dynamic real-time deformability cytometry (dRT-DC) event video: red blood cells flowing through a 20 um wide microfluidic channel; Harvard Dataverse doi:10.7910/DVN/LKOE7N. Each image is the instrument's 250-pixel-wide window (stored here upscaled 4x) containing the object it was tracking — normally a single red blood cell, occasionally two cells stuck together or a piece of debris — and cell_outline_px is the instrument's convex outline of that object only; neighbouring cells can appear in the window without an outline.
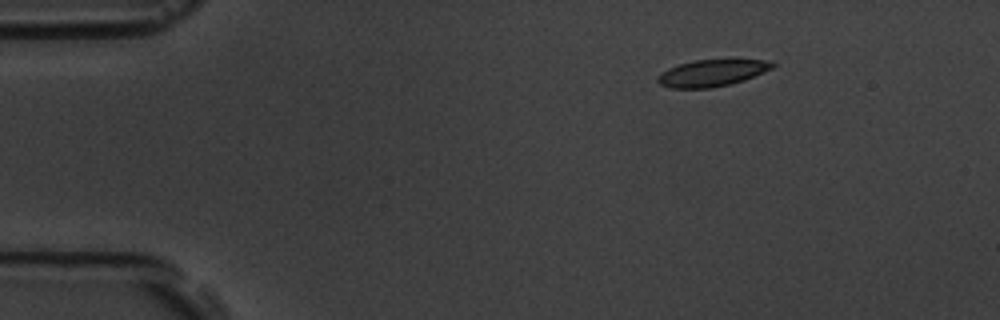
{"species": "common noctule bat (a hibernating species)", "species_latin": "Nyctalus noctula", "temperature_condition": "room temperature", "stored_images_in_passage": 8, "camera_frame_rate_fps": 3000, "um_per_image_px": 0.085, "animal": {"sex": "male", "body_mass_g": 19.5, "forearm_length_mm": 54.6}, "frame": {"image": 1, "passage_image": 1, "time_ms": 0.0, "image_size_px": [1000, 320], "cell_outline_px": [[776, 64], [772, 68], [764, 72], [744, 80], [712, 88], [672, 88], [660, 84], [656, 80], [656, 76], [668, 68], [692, 60], [772, 60]], "centroid_in_image_um": [60.5, 6.2], "position_along_channel_um": 24.5, "area_um2": 17.8}}
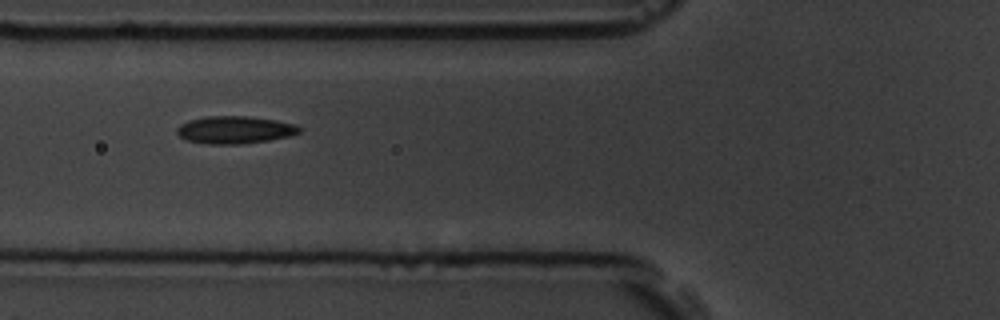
{"frame": {"image": 2, "passage_image": 4, "time_ms": 4.333, "image_size_px": [1000, 320], "cell_outline_px": [[300, 132], [292, 136], [268, 140], [240, 144], [208, 144], [188, 140], [180, 136], [176, 132], [176, 128], [180, 124], [188, 120], [208, 116], [248, 116], [276, 120], [296, 124], [300, 128]], "centroid_in_image_um": [19.97, 11.03], "position_along_channel_um": 105.8, "area_um2": 19.65}}
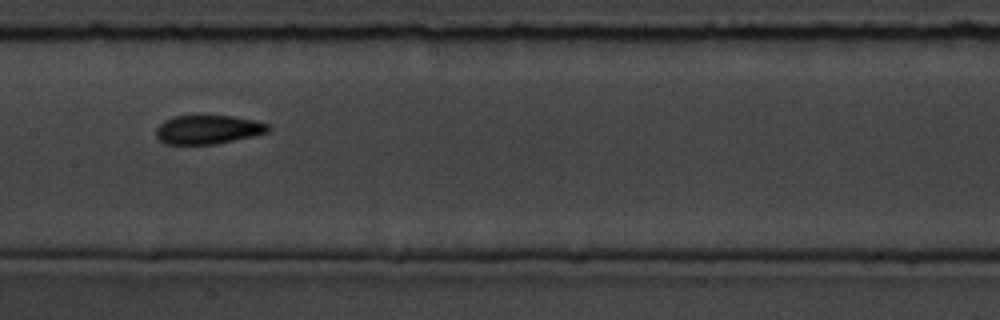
{"frame": {"image": 3, "passage_image": 6, "time_ms": 6.667, "image_size_px": [1000, 320], "cell_outline_px": [[272, 128], [268, 132], [252, 136], [216, 144], [164, 144], [156, 136], [156, 128], [164, 120], [172, 116], [232, 116], [256, 120], [268, 124]], "centroid_in_image_um": [17.68, 11.01], "position_along_channel_um": 189.7, "area_um2": 18.9}}